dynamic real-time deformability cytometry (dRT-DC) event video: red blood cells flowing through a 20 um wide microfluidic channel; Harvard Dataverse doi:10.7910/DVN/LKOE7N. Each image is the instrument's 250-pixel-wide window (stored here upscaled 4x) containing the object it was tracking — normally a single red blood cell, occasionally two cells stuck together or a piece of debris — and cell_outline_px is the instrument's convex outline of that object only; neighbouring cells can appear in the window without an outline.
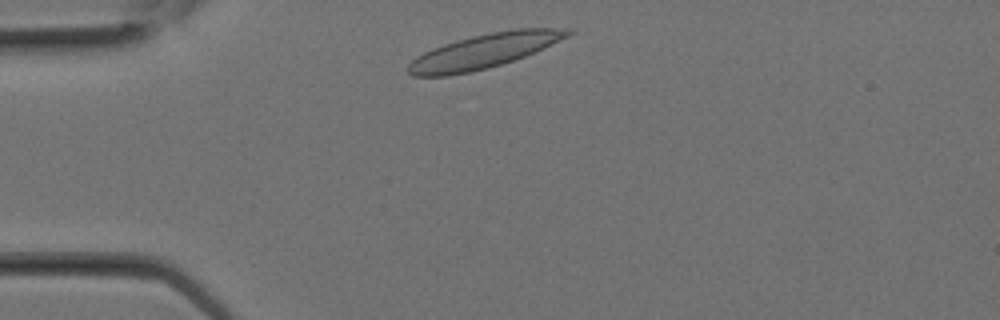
{"species": "Egyptian fruit bat (a non-hibernating species)", "species_latin": "Rousettus aegyptiacus", "temperature_condition": "room temperature", "stored_images_in_passage": 3, "camera_frame_rate_fps": 3000, "um_per_image_px": 0.085, "animal": {"sex": "female"}, "frame": {"image": 1, "passage_image": 1, "time_ms": 0.0, "image_size_px": [1000, 320], "cell_outline_px": [[576, 32], [544, 48], [524, 56], [488, 68], [448, 76], [412, 76], [408, 72], [408, 64], [416, 56], [432, 48], [444, 44], [472, 36], [492, 32], [516, 28], [572, 28]], "centroid_in_image_um": [41.16, 4.33], "position_along_channel_um": 43.8, "area_um2": 31.73}}